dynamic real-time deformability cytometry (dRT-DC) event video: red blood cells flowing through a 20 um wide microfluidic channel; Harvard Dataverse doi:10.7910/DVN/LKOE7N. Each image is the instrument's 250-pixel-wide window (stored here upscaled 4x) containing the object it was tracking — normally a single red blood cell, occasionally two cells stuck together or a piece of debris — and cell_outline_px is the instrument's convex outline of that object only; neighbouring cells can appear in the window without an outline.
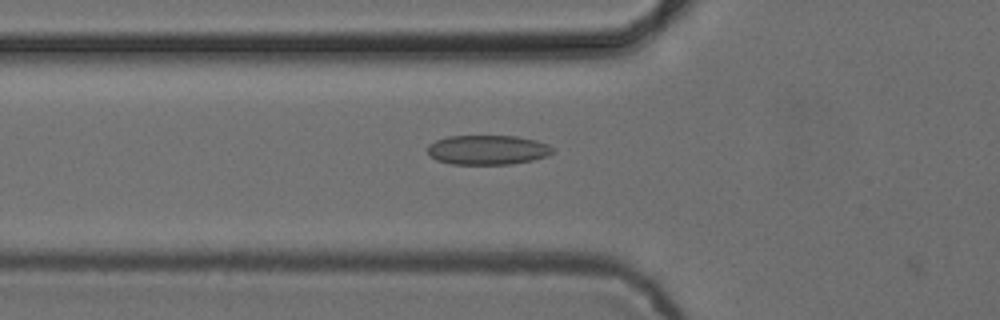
{"species": "common noctule bat (a hibernating species)", "species_latin": "Nyctalus noctula", "temperature_condition": "cold", "stored_images_in_passage": 37, "camera_frame_rate_fps": 3000, "um_per_image_px": 0.085, "animal": {"sex": "female", "body_mass_g": 24.6, "forearm_length_mm": 56.2}, "frame": {"image": 1, "passage_image": 3, "time_ms": 0.667, "image_size_px": [1000, 320], "cell_outline_px": [[556, 152], [548, 156], [532, 160], [512, 164], [452, 164], [436, 160], [428, 152], [428, 144], [436, 140], [448, 136], [516, 136], [536, 140], [548, 144]], "centroid_in_image_um": [41.48, 12.74], "position_along_channel_um": 84.3, "area_um2": 21.62}}
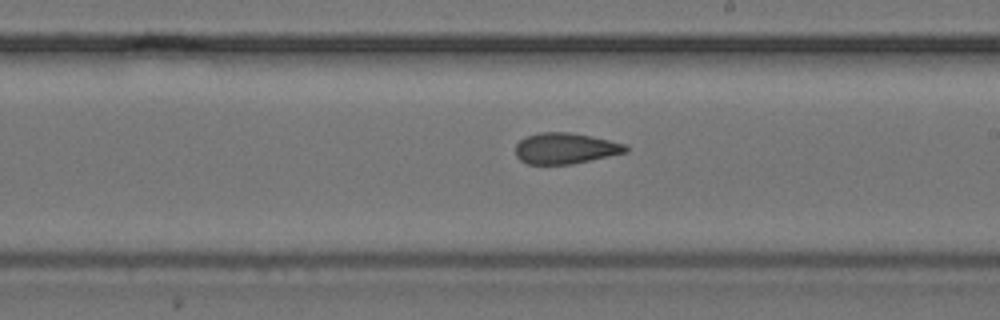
{"frame": {"image": 2, "passage_image": 15, "time_ms": 4.667, "image_size_px": [1000, 320], "cell_outline_px": [[628, 152], [572, 164], [528, 164], [520, 160], [516, 156], [516, 144], [524, 136], [540, 132], [568, 132], [592, 136], [628, 144]], "centroid_in_image_um": [48.07, 12.6], "position_along_channel_um": 240.9, "area_um2": 20.06}}
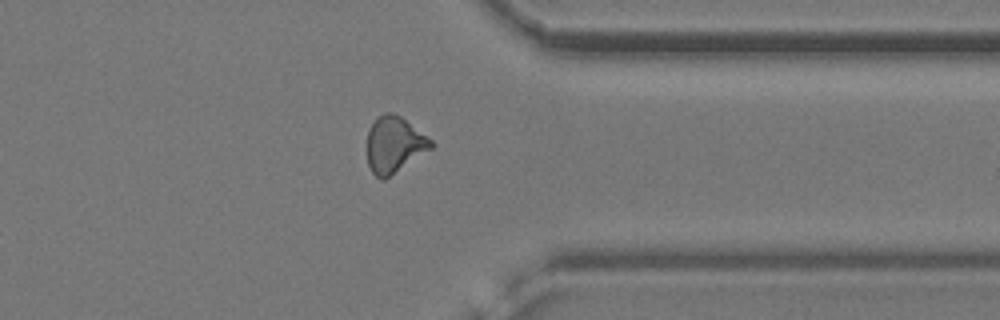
{"frame": {"image": 3, "passage_image": 26, "time_ms": 8.333, "image_size_px": [1000, 320], "cell_outline_px": [[436, 144], [432, 148], [384, 180], [380, 180], [372, 172], [368, 164], [368, 128], [376, 116], [384, 112], [392, 112], [400, 116], [432, 140]], "centroid_in_image_um": [33.5, 12.28], "position_along_channel_um": 377.9, "area_um2": 20.92}, "authors_computed_cell_mechanics": {"area_um2": 20.1144, "velocity_mm_per_s": 3.8895, "shape_relaxation_time_tau1_ms": null, "shape_relaxation_time_tau2_ms": 2.8052, "deformation_change_tau1": null, "deformation_change_tau2": 0.0952}}